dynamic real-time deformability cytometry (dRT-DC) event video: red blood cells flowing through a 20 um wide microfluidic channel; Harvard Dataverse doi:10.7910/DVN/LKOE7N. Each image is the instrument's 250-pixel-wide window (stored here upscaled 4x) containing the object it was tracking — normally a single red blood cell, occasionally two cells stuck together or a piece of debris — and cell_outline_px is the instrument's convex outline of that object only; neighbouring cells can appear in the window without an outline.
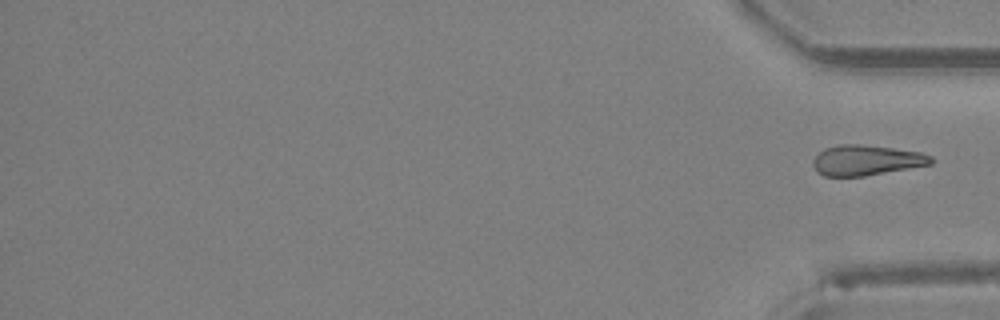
{"species": "Egyptian fruit bat (a non-hibernating species)", "species_latin": "Rousettus aegyptiacus", "temperature_condition": "room temperature", "stored_images_in_passage": 36, "segment_of_instrument_passage": [2, 2], "camera_frame_rate_fps": 3000, "um_per_image_px": 0.085, "animal": {"sex": "female"}, "frame": {"image": 1, "passage_image": 36, "time_ms": 11.667, "image_size_px": [1000, 320], "cell_outline_px": [[932, 164], [864, 176], [824, 176], [816, 172], [812, 164], [812, 160], [824, 148], [840, 144], [860, 144], [892, 148], [920, 152], [932, 156]], "centroid_in_image_um": [73.6, 13.62], "position_along_channel_um": 361.6, "area_um2": 20.81}}